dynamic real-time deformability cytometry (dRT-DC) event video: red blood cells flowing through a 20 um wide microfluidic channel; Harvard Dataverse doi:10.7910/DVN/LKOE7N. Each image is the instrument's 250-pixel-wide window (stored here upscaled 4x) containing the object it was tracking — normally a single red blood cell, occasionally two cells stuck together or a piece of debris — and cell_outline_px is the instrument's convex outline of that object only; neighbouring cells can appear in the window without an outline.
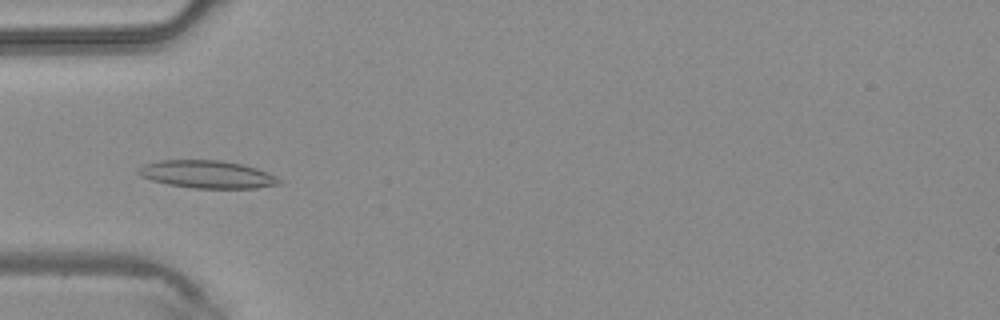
{"species": "common noctule bat (a hibernating species)", "species_latin": "Nyctalus noctula", "temperature_condition": "warm", "stored_images_in_passage": 43, "segment_of_instrument_passage": [1, 2], "camera_frame_rate_fps": 3000, "um_per_image_px": 0.085, "animal": {"sex": "male", "body_mass_g": 20.4}, "frame": {"image": 1, "passage_image": 13, "time_ms": 4.0, "image_size_px": [1000, 320], "cell_outline_px": [[284, 184], [256, 188], [192, 188], [168, 184], [152, 180], [140, 176], [136, 172], [136, 168], [144, 164], [160, 160], [220, 160], [240, 164], [256, 168], [268, 172], [284, 180]], "centroid_in_image_um": [17.63, 14.82], "position_along_channel_um": 67.4, "area_um2": 22.95}}
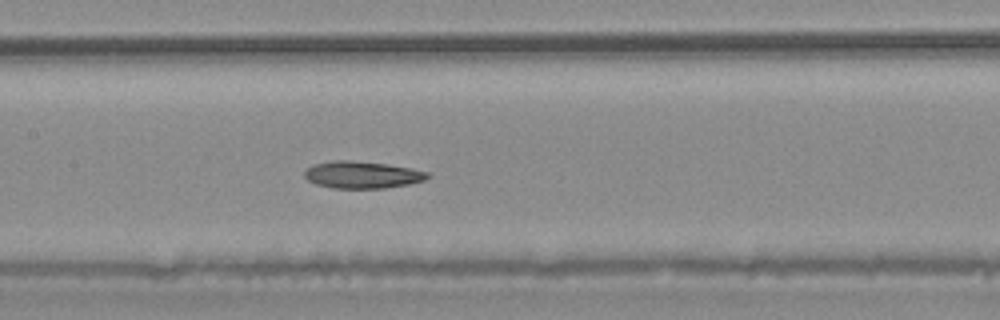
{"frame": {"image": 2, "passage_image": 20, "time_ms": 6.333, "image_size_px": [1000, 320], "cell_outline_px": [[432, 176], [424, 180], [408, 184], [384, 188], [332, 188], [316, 184], [308, 180], [304, 176], [304, 172], [312, 164], [332, 160], [352, 160], [388, 164], [428, 172]], "centroid_in_image_um": [30.76, 14.85], "position_along_channel_um": 176.6, "area_um2": 19.42}}
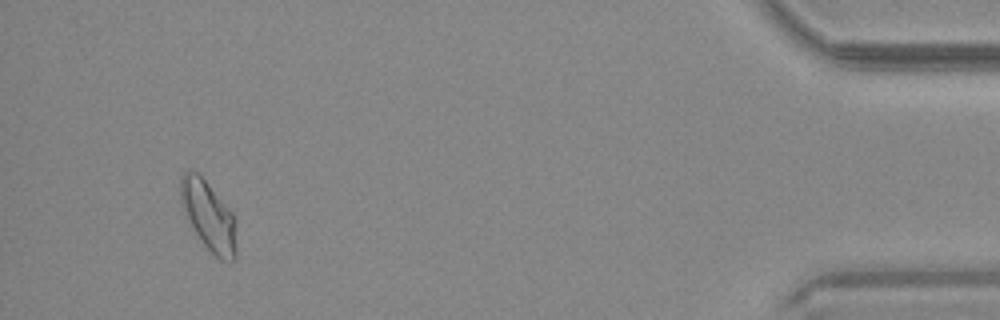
{"frame": {"image": 3, "passage_image": 40, "time_ms": 13.0, "image_size_px": [1000, 320], "cell_outline_px": [[236, 260], [232, 264], [220, 260], [204, 244], [196, 232], [184, 212], [180, 204], [180, 176], [188, 168], [196, 172], [208, 184], [232, 212], [236, 220]], "centroid_in_image_um": [17.75, 18.37], "position_along_channel_um": 417.5, "area_um2": 22.66}}